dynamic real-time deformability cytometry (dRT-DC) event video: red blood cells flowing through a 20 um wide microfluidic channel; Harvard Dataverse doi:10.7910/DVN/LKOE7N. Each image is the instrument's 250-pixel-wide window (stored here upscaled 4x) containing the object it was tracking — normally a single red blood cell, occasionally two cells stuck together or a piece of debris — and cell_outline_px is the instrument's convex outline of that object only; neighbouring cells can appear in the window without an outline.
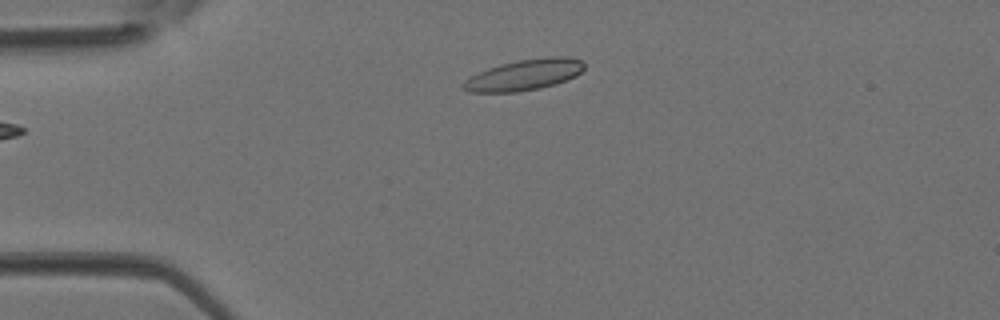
{"species": "Egyptian fruit bat (a non-hibernating species)", "species_latin": "Rousettus aegyptiacus", "temperature_condition": "room temperature", "stored_images_in_passage": 2, "camera_frame_rate_fps": 3000, "um_per_image_px": 0.085, "animal": {"sex": "female"}, "frame": {"image": 1, "passage_image": 1, "time_ms": 0.0, "image_size_px": [1000, 320], "cell_outline_px": [[584, 68], [576, 76], [556, 84], [540, 88], [516, 92], [468, 92], [460, 88], [460, 84], [464, 80], [488, 68], [500, 64], [516, 60], [548, 56], [568, 56], [580, 60], [584, 64]], "centroid_in_image_um": [44.54, 6.36], "position_along_channel_um": 40.5, "area_um2": 21.96}}